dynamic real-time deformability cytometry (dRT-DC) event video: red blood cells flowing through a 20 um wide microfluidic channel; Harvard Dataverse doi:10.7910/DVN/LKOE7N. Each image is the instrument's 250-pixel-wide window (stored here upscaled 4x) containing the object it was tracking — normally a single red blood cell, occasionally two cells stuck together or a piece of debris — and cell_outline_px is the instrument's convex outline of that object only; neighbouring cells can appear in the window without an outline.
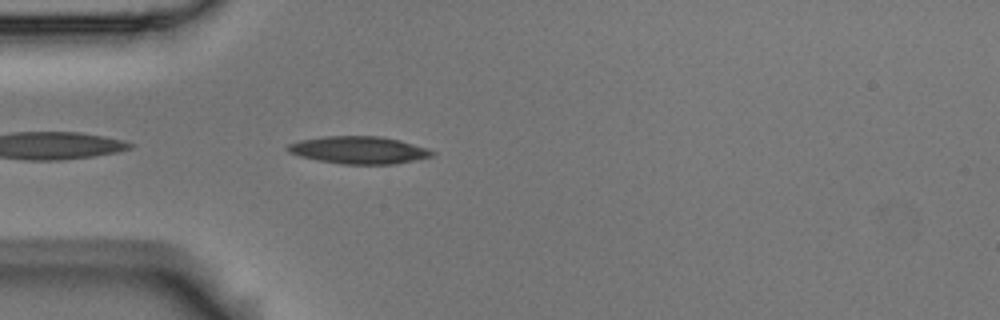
{"species": "Egyptian fruit bat (a non-hibernating species)", "species_latin": "Rousettus aegyptiacus", "temperature_condition": "room temperature", "stored_images_in_passage": 5, "camera_frame_rate_fps": 3000, "um_per_image_px": 0.085, "animal": {"sex": "male"}, "frame": {"image": 1, "passage_image": 5, "time_ms": 1.333, "image_size_px": [1000, 320], "cell_outline_px": [[436, 152], [432, 156], [396, 164], [340, 164], [316, 160], [300, 156], [288, 152], [284, 148], [288, 144], [300, 140], [324, 136], [380, 136], [400, 140], [428, 148]], "centroid_in_image_um": [30.48, 12.75], "position_along_channel_um": 54.5, "area_um2": 23.24}}